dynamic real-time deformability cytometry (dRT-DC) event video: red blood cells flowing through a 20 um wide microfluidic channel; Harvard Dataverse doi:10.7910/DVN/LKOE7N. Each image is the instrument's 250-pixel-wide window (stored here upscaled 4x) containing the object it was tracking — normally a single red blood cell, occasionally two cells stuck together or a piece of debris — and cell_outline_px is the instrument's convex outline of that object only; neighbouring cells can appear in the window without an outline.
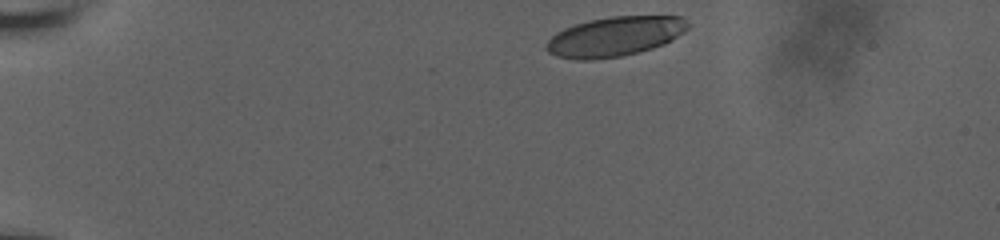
{"species": "human", "species_latin": "Homo sapiens", "temperature_condition": "room temperature", "stored_images_in_passage": 6, "camera_frame_rate_fps": 3000, "um_per_image_px": 0.085, "donor": {"sex": "male"}, "frame": {"image": 1, "passage_image": 1, "time_ms": 0.0, "image_size_px": [1000, 240], "cell_outline_px": [[692, 24], [684, 32], [672, 40], [664, 44], [652, 48], [620, 56], [592, 60], [576, 60], [556, 56], [548, 52], [544, 48], [544, 44], [556, 32], [564, 28], [588, 20], [612, 16], [684, 16]], "centroid_in_image_um": [52.27, 3.09], "position_along_channel_um": 32.7, "area_um2": 33.0}}
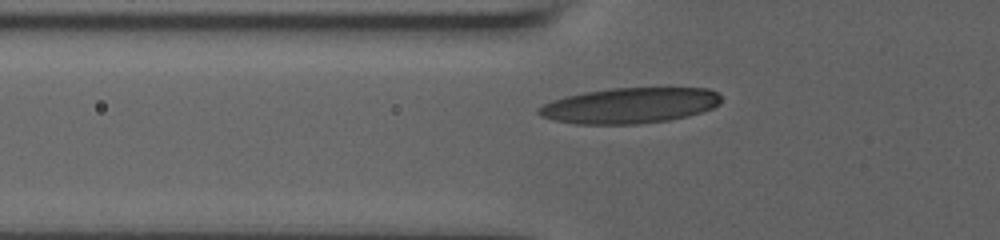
{"frame": {"image": 2, "passage_image": 5, "time_ms": 3.333, "image_size_px": [1000, 240], "cell_outline_px": [[720, 104], [712, 108], [688, 116], [668, 120], [636, 124], [576, 124], [552, 120], [540, 116], [536, 112], [536, 108], [552, 100], [564, 96], [584, 92], [608, 88], [708, 88], [716, 92], [720, 96]], "centroid_in_image_um": [53.48, 8.97], "position_along_channel_um": 72.3, "area_um2": 38.03}}